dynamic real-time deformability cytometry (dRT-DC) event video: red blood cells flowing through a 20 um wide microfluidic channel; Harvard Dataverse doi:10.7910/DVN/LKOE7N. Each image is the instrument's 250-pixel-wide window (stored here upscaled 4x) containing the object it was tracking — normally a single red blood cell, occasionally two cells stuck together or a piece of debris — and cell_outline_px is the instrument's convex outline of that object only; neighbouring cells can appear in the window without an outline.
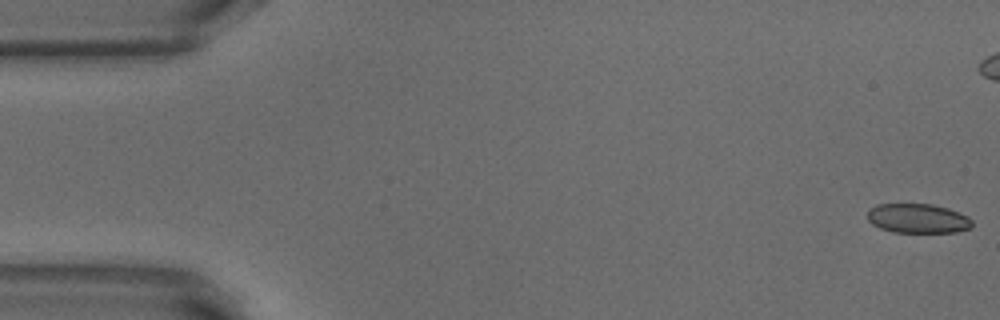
{"species": "common noctule bat (a hibernating species)", "species_latin": "Nyctalus noctula", "temperature_condition": "warm", "stored_images_in_passage": 43, "camera_frame_rate_fps": 3000, "um_per_image_px": 0.085, "animal": {"sex": "male", "body_mass_g": 18.8}, "frame": {"image": 1, "passage_image": 1, "time_ms": 0.0, "image_size_px": [1000, 320], "cell_outline_px": [[972, 228], [956, 232], [892, 232], [880, 228], [872, 224], [868, 220], [868, 208], [876, 204], [932, 204], [948, 208], [968, 216], [972, 220]], "centroid_in_image_um": [78.01, 18.56], "position_along_channel_um": 7.0, "area_um2": 18.09}}
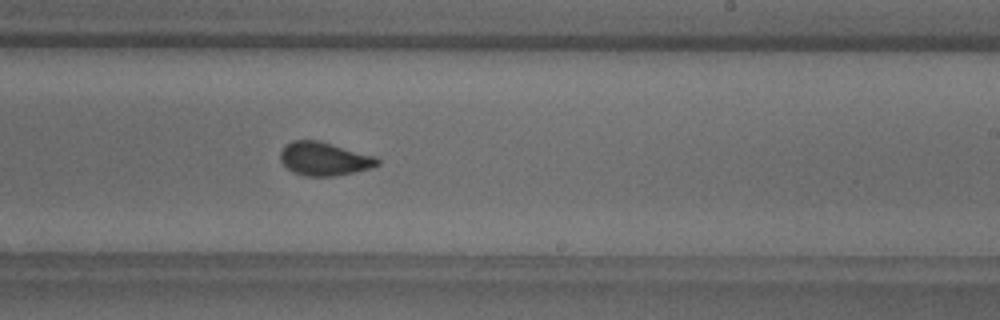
{"frame": {"image": 2, "passage_image": 31, "time_ms": 10.0, "image_size_px": [1000, 320], "cell_outline_px": [[380, 164], [372, 168], [336, 176], [304, 176], [292, 172], [280, 160], [280, 152], [284, 144], [292, 140], [316, 140], [332, 144], [376, 156], [380, 160]], "centroid_in_image_um": [27.55, 13.5], "position_along_channel_um": 261.4, "area_um2": 19.07}}
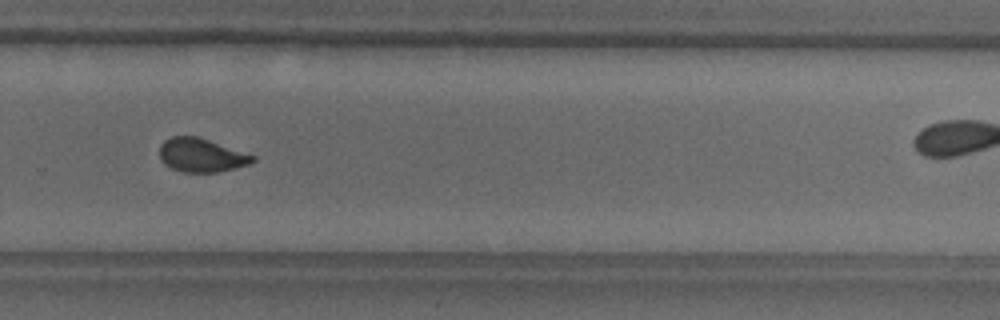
{"frame": {"image": 3, "passage_image": 35, "time_ms": 11.333, "image_size_px": [1000, 320], "cell_outline_px": [[256, 160], [252, 164], [220, 172], [184, 172], [172, 168], [164, 164], [160, 160], [160, 144], [164, 140], [172, 136], [196, 136], [256, 156]], "centroid_in_image_um": [17.12, 13.2], "position_along_channel_um": 312.7, "area_um2": 18.32}}